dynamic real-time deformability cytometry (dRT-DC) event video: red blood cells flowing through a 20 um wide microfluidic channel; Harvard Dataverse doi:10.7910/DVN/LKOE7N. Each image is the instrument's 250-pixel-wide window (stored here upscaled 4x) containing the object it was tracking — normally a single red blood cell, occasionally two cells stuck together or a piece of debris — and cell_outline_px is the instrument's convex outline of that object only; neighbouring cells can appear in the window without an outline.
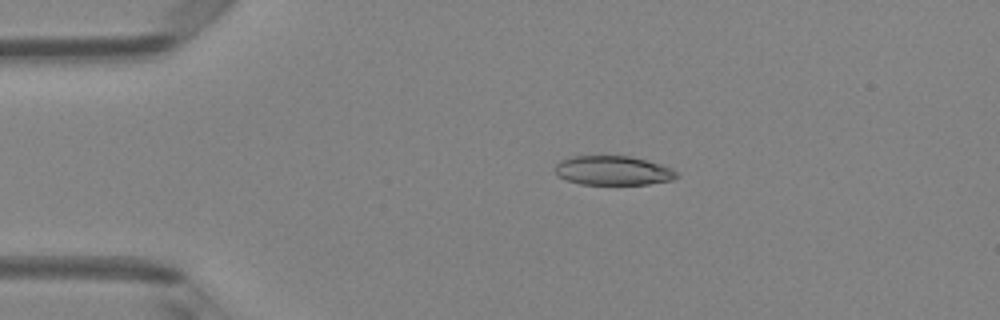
{"species": "Egyptian fruit bat (a non-hibernating species)", "species_latin": "Rousettus aegyptiacus", "temperature_condition": "room temperature", "stored_images_in_passage": 4, "camera_frame_rate_fps": 3000, "um_per_image_px": 0.085, "animal": {"sex": "female"}, "frame": {"image": 1, "passage_image": 3, "time_ms": 0.667, "image_size_px": [1000, 320], "cell_outline_px": [[680, 176], [672, 180], [648, 184], [580, 184], [556, 176], [556, 164], [560, 160], [572, 156], [628, 156], [660, 164], [672, 168], [680, 172]], "centroid_in_image_um": [52.13, 14.5], "position_along_channel_um": 32.9, "area_um2": 20.75}}